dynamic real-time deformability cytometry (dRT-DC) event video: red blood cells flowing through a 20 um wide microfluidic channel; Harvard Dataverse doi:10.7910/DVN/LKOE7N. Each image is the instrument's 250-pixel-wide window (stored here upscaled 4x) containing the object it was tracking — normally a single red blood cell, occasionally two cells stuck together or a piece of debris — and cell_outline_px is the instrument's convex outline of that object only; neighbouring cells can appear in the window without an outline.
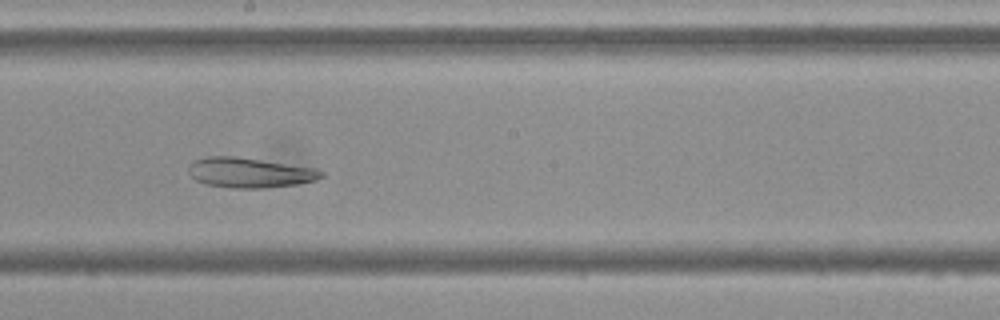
{"species": "Egyptian fruit bat (a non-hibernating species)", "species_latin": "Rousettus aegyptiacus", "temperature_condition": "cold", "stored_images_in_passage": 43, "camera_frame_rate_fps": 3000, "um_per_image_px": 0.085, "frame": {"image": 1, "passage_image": 31, "time_ms": 10.0, "image_size_px": [1000, 320], "cell_outline_px": [[324, 176], [316, 180], [296, 184], [264, 188], [232, 188], [204, 184], [196, 180], [188, 172], [188, 168], [196, 160], [208, 156], [236, 156], [316, 168], [324, 172]], "centroid_in_image_um": [21.24, 14.68], "position_along_channel_um": 227.0, "area_um2": 23.18}}